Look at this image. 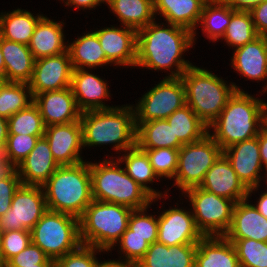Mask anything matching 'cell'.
<instances>
[{
	"instance_id": "obj_45",
	"label": "cell",
	"mask_w": 267,
	"mask_h": 267,
	"mask_svg": "<svg viewBox=\"0 0 267 267\" xmlns=\"http://www.w3.org/2000/svg\"><path fill=\"white\" fill-rule=\"evenodd\" d=\"M31 242V231L12 230L3 232L0 247V264L5 265L12 257L18 255Z\"/></svg>"
},
{
	"instance_id": "obj_31",
	"label": "cell",
	"mask_w": 267,
	"mask_h": 267,
	"mask_svg": "<svg viewBox=\"0 0 267 267\" xmlns=\"http://www.w3.org/2000/svg\"><path fill=\"white\" fill-rule=\"evenodd\" d=\"M235 10L233 6L225 0H211L207 1L203 7L199 23L196 30L193 32V44L197 41L198 27L202 31V36L208 39L209 43L219 42L230 23L231 14ZM219 40V41H218Z\"/></svg>"
},
{
	"instance_id": "obj_7",
	"label": "cell",
	"mask_w": 267,
	"mask_h": 267,
	"mask_svg": "<svg viewBox=\"0 0 267 267\" xmlns=\"http://www.w3.org/2000/svg\"><path fill=\"white\" fill-rule=\"evenodd\" d=\"M132 210L125 205L93 200L79 218L81 243L108 253L128 228Z\"/></svg>"
},
{
	"instance_id": "obj_34",
	"label": "cell",
	"mask_w": 267,
	"mask_h": 267,
	"mask_svg": "<svg viewBox=\"0 0 267 267\" xmlns=\"http://www.w3.org/2000/svg\"><path fill=\"white\" fill-rule=\"evenodd\" d=\"M136 145L140 149H180L183 146L178 138H174L172 126L166 119L141 123L137 127Z\"/></svg>"
},
{
	"instance_id": "obj_36",
	"label": "cell",
	"mask_w": 267,
	"mask_h": 267,
	"mask_svg": "<svg viewBox=\"0 0 267 267\" xmlns=\"http://www.w3.org/2000/svg\"><path fill=\"white\" fill-rule=\"evenodd\" d=\"M258 37L250 11L234 10L231 14L230 23L220 41L221 43L224 41V46L227 44L229 49L234 50Z\"/></svg>"
},
{
	"instance_id": "obj_46",
	"label": "cell",
	"mask_w": 267,
	"mask_h": 267,
	"mask_svg": "<svg viewBox=\"0 0 267 267\" xmlns=\"http://www.w3.org/2000/svg\"><path fill=\"white\" fill-rule=\"evenodd\" d=\"M35 264H54L37 245L32 242L18 255L12 257L5 265L7 267L35 266Z\"/></svg>"
},
{
	"instance_id": "obj_27",
	"label": "cell",
	"mask_w": 267,
	"mask_h": 267,
	"mask_svg": "<svg viewBox=\"0 0 267 267\" xmlns=\"http://www.w3.org/2000/svg\"><path fill=\"white\" fill-rule=\"evenodd\" d=\"M195 267H240L236 249L225 236H204L197 243Z\"/></svg>"
},
{
	"instance_id": "obj_26",
	"label": "cell",
	"mask_w": 267,
	"mask_h": 267,
	"mask_svg": "<svg viewBox=\"0 0 267 267\" xmlns=\"http://www.w3.org/2000/svg\"><path fill=\"white\" fill-rule=\"evenodd\" d=\"M206 0H153L155 17L184 27L192 33L199 23Z\"/></svg>"
},
{
	"instance_id": "obj_24",
	"label": "cell",
	"mask_w": 267,
	"mask_h": 267,
	"mask_svg": "<svg viewBox=\"0 0 267 267\" xmlns=\"http://www.w3.org/2000/svg\"><path fill=\"white\" fill-rule=\"evenodd\" d=\"M66 23L44 15L36 25L28 47L35 60L67 51L68 40L64 31Z\"/></svg>"
},
{
	"instance_id": "obj_16",
	"label": "cell",
	"mask_w": 267,
	"mask_h": 267,
	"mask_svg": "<svg viewBox=\"0 0 267 267\" xmlns=\"http://www.w3.org/2000/svg\"><path fill=\"white\" fill-rule=\"evenodd\" d=\"M72 71L68 50L35 60L33 75L28 83L33 97L42 92L71 87Z\"/></svg>"
},
{
	"instance_id": "obj_49",
	"label": "cell",
	"mask_w": 267,
	"mask_h": 267,
	"mask_svg": "<svg viewBox=\"0 0 267 267\" xmlns=\"http://www.w3.org/2000/svg\"><path fill=\"white\" fill-rule=\"evenodd\" d=\"M260 189H261L260 186L248 189L247 199H252L251 198V197H253L252 194L254 195L255 193H258L257 195H259V197H256V201L254 202L253 205L260 212V214H262L265 218H267V192L262 191L259 194L258 191Z\"/></svg>"
},
{
	"instance_id": "obj_39",
	"label": "cell",
	"mask_w": 267,
	"mask_h": 267,
	"mask_svg": "<svg viewBox=\"0 0 267 267\" xmlns=\"http://www.w3.org/2000/svg\"><path fill=\"white\" fill-rule=\"evenodd\" d=\"M236 249L240 267H267V242L228 239Z\"/></svg>"
},
{
	"instance_id": "obj_25",
	"label": "cell",
	"mask_w": 267,
	"mask_h": 267,
	"mask_svg": "<svg viewBox=\"0 0 267 267\" xmlns=\"http://www.w3.org/2000/svg\"><path fill=\"white\" fill-rule=\"evenodd\" d=\"M197 244L167 246L158 241L149 245L135 267H195Z\"/></svg>"
},
{
	"instance_id": "obj_30",
	"label": "cell",
	"mask_w": 267,
	"mask_h": 267,
	"mask_svg": "<svg viewBox=\"0 0 267 267\" xmlns=\"http://www.w3.org/2000/svg\"><path fill=\"white\" fill-rule=\"evenodd\" d=\"M0 50L5 62L6 81L28 84L35 64V58L28 45L0 37Z\"/></svg>"
},
{
	"instance_id": "obj_48",
	"label": "cell",
	"mask_w": 267,
	"mask_h": 267,
	"mask_svg": "<svg viewBox=\"0 0 267 267\" xmlns=\"http://www.w3.org/2000/svg\"><path fill=\"white\" fill-rule=\"evenodd\" d=\"M250 13L258 35L267 36V0L255 5Z\"/></svg>"
},
{
	"instance_id": "obj_29",
	"label": "cell",
	"mask_w": 267,
	"mask_h": 267,
	"mask_svg": "<svg viewBox=\"0 0 267 267\" xmlns=\"http://www.w3.org/2000/svg\"><path fill=\"white\" fill-rule=\"evenodd\" d=\"M116 156L126 173L141 187H143L153 198L164 197L170 194V187L169 189L166 187L167 189L163 192L151 187L153 183L161 182V180L155 174L147 154L137 145Z\"/></svg>"
},
{
	"instance_id": "obj_10",
	"label": "cell",
	"mask_w": 267,
	"mask_h": 267,
	"mask_svg": "<svg viewBox=\"0 0 267 267\" xmlns=\"http://www.w3.org/2000/svg\"><path fill=\"white\" fill-rule=\"evenodd\" d=\"M222 154L223 150L209 134L198 141L183 145L178 153L173 188H178L180 194H183L187 189L199 187L206 172Z\"/></svg>"
},
{
	"instance_id": "obj_28",
	"label": "cell",
	"mask_w": 267,
	"mask_h": 267,
	"mask_svg": "<svg viewBox=\"0 0 267 267\" xmlns=\"http://www.w3.org/2000/svg\"><path fill=\"white\" fill-rule=\"evenodd\" d=\"M82 35L71 42L68 39L67 50L73 69H94L112 66L100 45L94 29L81 33Z\"/></svg>"
},
{
	"instance_id": "obj_38",
	"label": "cell",
	"mask_w": 267,
	"mask_h": 267,
	"mask_svg": "<svg viewBox=\"0 0 267 267\" xmlns=\"http://www.w3.org/2000/svg\"><path fill=\"white\" fill-rule=\"evenodd\" d=\"M8 134L44 135L45 125L38 107L32 103L7 119Z\"/></svg>"
},
{
	"instance_id": "obj_2",
	"label": "cell",
	"mask_w": 267,
	"mask_h": 267,
	"mask_svg": "<svg viewBox=\"0 0 267 267\" xmlns=\"http://www.w3.org/2000/svg\"><path fill=\"white\" fill-rule=\"evenodd\" d=\"M257 95H251L247 90L235 91L219 116L208 126V134L222 150L258 136L267 123V102Z\"/></svg>"
},
{
	"instance_id": "obj_47",
	"label": "cell",
	"mask_w": 267,
	"mask_h": 267,
	"mask_svg": "<svg viewBox=\"0 0 267 267\" xmlns=\"http://www.w3.org/2000/svg\"><path fill=\"white\" fill-rule=\"evenodd\" d=\"M21 184L16 168L0 177V217L10 209L14 193Z\"/></svg>"
},
{
	"instance_id": "obj_1",
	"label": "cell",
	"mask_w": 267,
	"mask_h": 267,
	"mask_svg": "<svg viewBox=\"0 0 267 267\" xmlns=\"http://www.w3.org/2000/svg\"><path fill=\"white\" fill-rule=\"evenodd\" d=\"M158 18L137 30L135 68L163 71L167 73L164 78H179L193 65L184 58L185 52L194 47L193 33Z\"/></svg>"
},
{
	"instance_id": "obj_60",
	"label": "cell",
	"mask_w": 267,
	"mask_h": 267,
	"mask_svg": "<svg viewBox=\"0 0 267 267\" xmlns=\"http://www.w3.org/2000/svg\"><path fill=\"white\" fill-rule=\"evenodd\" d=\"M6 78L4 76H0V89L3 87V85L6 83Z\"/></svg>"
},
{
	"instance_id": "obj_58",
	"label": "cell",
	"mask_w": 267,
	"mask_h": 267,
	"mask_svg": "<svg viewBox=\"0 0 267 267\" xmlns=\"http://www.w3.org/2000/svg\"><path fill=\"white\" fill-rule=\"evenodd\" d=\"M262 181H263L264 183L262 182L260 187L262 188V184H265L266 186H265V189H264V190L267 192V189H266V188H267V184H266V183H267V169L265 170V172H264V174H263Z\"/></svg>"
},
{
	"instance_id": "obj_5",
	"label": "cell",
	"mask_w": 267,
	"mask_h": 267,
	"mask_svg": "<svg viewBox=\"0 0 267 267\" xmlns=\"http://www.w3.org/2000/svg\"><path fill=\"white\" fill-rule=\"evenodd\" d=\"M42 188L48 210L80 218L93 201L90 161L59 166Z\"/></svg>"
},
{
	"instance_id": "obj_17",
	"label": "cell",
	"mask_w": 267,
	"mask_h": 267,
	"mask_svg": "<svg viewBox=\"0 0 267 267\" xmlns=\"http://www.w3.org/2000/svg\"><path fill=\"white\" fill-rule=\"evenodd\" d=\"M234 51V52H233ZM232 51L230 65L245 81L264 82L260 95L267 92V36H259L254 41ZM264 85V86H263Z\"/></svg>"
},
{
	"instance_id": "obj_61",
	"label": "cell",
	"mask_w": 267,
	"mask_h": 267,
	"mask_svg": "<svg viewBox=\"0 0 267 267\" xmlns=\"http://www.w3.org/2000/svg\"><path fill=\"white\" fill-rule=\"evenodd\" d=\"M2 234H3V231H2V228L0 226V247H1Z\"/></svg>"
},
{
	"instance_id": "obj_20",
	"label": "cell",
	"mask_w": 267,
	"mask_h": 267,
	"mask_svg": "<svg viewBox=\"0 0 267 267\" xmlns=\"http://www.w3.org/2000/svg\"><path fill=\"white\" fill-rule=\"evenodd\" d=\"M45 127L79 121L82 111L78 108L71 87L42 92L34 96Z\"/></svg>"
},
{
	"instance_id": "obj_23",
	"label": "cell",
	"mask_w": 267,
	"mask_h": 267,
	"mask_svg": "<svg viewBox=\"0 0 267 267\" xmlns=\"http://www.w3.org/2000/svg\"><path fill=\"white\" fill-rule=\"evenodd\" d=\"M227 239H253L267 242V218L253 205V200L245 199L235 203L232 223L224 235Z\"/></svg>"
},
{
	"instance_id": "obj_59",
	"label": "cell",
	"mask_w": 267,
	"mask_h": 267,
	"mask_svg": "<svg viewBox=\"0 0 267 267\" xmlns=\"http://www.w3.org/2000/svg\"><path fill=\"white\" fill-rule=\"evenodd\" d=\"M23 267H54V264H35V266H23Z\"/></svg>"
},
{
	"instance_id": "obj_3",
	"label": "cell",
	"mask_w": 267,
	"mask_h": 267,
	"mask_svg": "<svg viewBox=\"0 0 267 267\" xmlns=\"http://www.w3.org/2000/svg\"><path fill=\"white\" fill-rule=\"evenodd\" d=\"M80 122L84 150L112 145L110 149L119 155L136 146L137 128L132 103L84 111Z\"/></svg>"
},
{
	"instance_id": "obj_14",
	"label": "cell",
	"mask_w": 267,
	"mask_h": 267,
	"mask_svg": "<svg viewBox=\"0 0 267 267\" xmlns=\"http://www.w3.org/2000/svg\"><path fill=\"white\" fill-rule=\"evenodd\" d=\"M110 26V27H109ZM95 28L107 61L118 68H135L137 59V30L113 24Z\"/></svg>"
},
{
	"instance_id": "obj_32",
	"label": "cell",
	"mask_w": 267,
	"mask_h": 267,
	"mask_svg": "<svg viewBox=\"0 0 267 267\" xmlns=\"http://www.w3.org/2000/svg\"><path fill=\"white\" fill-rule=\"evenodd\" d=\"M1 11L0 37L8 41L28 45L38 21L44 16V14H41L40 12L34 14L27 9L21 8H16L12 11Z\"/></svg>"
},
{
	"instance_id": "obj_52",
	"label": "cell",
	"mask_w": 267,
	"mask_h": 267,
	"mask_svg": "<svg viewBox=\"0 0 267 267\" xmlns=\"http://www.w3.org/2000/svg\"><path fill=\"white\" fill-rule=\"evenodd\" d=\"M231 6L235 8V10H244L250 11L255 5L262 2L263 0H225Z\"/></svg>"
},
{
	"instance_id": "obj_22",
	"label": "cell",
	"mask_w": 267,
	"mask_h": 267,
	"mask_svg": "<svg viewBox=\"0 0 267 267\" xmlns=\"http://www.w3.org/2000/svg\"><path fill=\"white\" fill-rule=\"evenodd\" d=\"M58 167L49 143L43 136L15 168L23 185L42 186Z\"/></svg>"
},
{
	"instance_id": "obj_43",
	"label": "cell",
	"mask_w": 267,
	"mask_h": 267,
	"mask_svg": "<svg viewBox=\"0 0 267 267\" xmlns=\"http://www.w3.org/2000/svg\"><path fill=\"white\" fill-rule=\"evenodd\" d=\"M149 243L138 235H130V230L127 228L121 236L120 240L109 251L112 255V250H116L120 256L119 259L130 262L136 266V264L144 257L146 251L149 248ZM116 247V248H115Z\"/></svg>"
},
{
	"instance_id": "obj_4",
	"label": "cell",
	"mask_w": 267,
	"mask_h": 267,
	"mask_svg": "<svg viewBox=\"0 0 267 267\" xmlns=\"http://www.w3.org/2000/svg\"><path fill=\"white\" fill-rule=\"evenodd\" d=\"M100 161H90V176L93 200L110 202L134 209L146 208L164 197L153 198L143 187L135 182L125 171L116 156L111 153Z\"/></svg>"
},
{
	"instance_id": "obj_55",
	"label": "cell",
	"mask_w": 267,
	"mask_h": 267,
	"mask_svg": "<svg viewBox=\"0 0 267 267\" xmlns=\"http://www.w3.org/2000/svg\"><path fill=\"white\" fill-rule=\"evenodd\" d=\"M13 167L8 163V161L2 157L0 159V177L7 174Z\"/></svg>"
},
{
	"instance_id": "obj_6",
	"label": "cell",
	"mask_w": 267,
	"mask_h": 267,
	"mask_svg": "<svg viewBox=\"0 0 267 267\" xmlns=\"http://www.w3.org/2000/svg\"><path fill=\"white\" fill-rule=\"evenodd\" d=\"M181 79L185 86L186 104L207 126L219 116L235 91H245L237 83L195 64L181 75Z\"/></svg>"
},
{
	"instance_id": "obj_40",
	"label": "cell",
	"mask_w": 267,
	"mask_h": 267,
	"mask_svg": "<svg viewBox=\"0 0 267 267\" xmlns=\"http://www.w3.org/2000/svg\"><path fill=\"white\" fill-rule=\"evenodd\" d=\"M141 150L147 154L155 174L160 180L162 179V182L163 179L173 181L178 168L179 149L158 148Z\"/></svg>"
},
{
	"instance_id": "obj_37",
	"label": "cell",
	"mask_w": 267,
	"mask_h": 267,
	"mask_svg": "<svg viewBox=\"0 0 267 267\" xmlns=\"http://www.w3.org/2000/svg\"><path fill=\"white\" fill-rule=\"evenodd\" d=\"M34 102L27 83L6 82L0 89V116L6 119Z\"/></svg>"
},
{
	"instance_id": "obj_56",
	"label": "cell",
	"mask_w": 267,
	"mask_h": 267,
	"mask_svg": "<svg viewBox=\"0 0 267 267\" xmlns=\"http://www.w3.org/2000/svg\"><path fill=\"white\" fill-rule=\"evenodd\" d=\"M0 76L5 77V62L1 50H0Z\"/></svg>"
},
{
	"instance_id": "obj_11",
	"label": "cell",
	"mask_w": 267,
	"mask_h": 267,
	"mask_svg": "<svg viewBox=\"0 0 267 267\" xmlns=\"http://www.w3.org/2000/svg\"><path fill=\"white\" fill-rule=\"evenodd\" d=\"M132 104L136 128L143 122L167 119L186 105L185 86L179 78H163Z\"/></svg>"
},
{
	"instance_id": "obj_50",
	"label": "cell",
	"mask_w": 267,
	"mask_h": 267,
	"mask_svg": "<svg viewBox=\"0 0 267 267\" xmlns=\"http://www.w3.org/2000/svg\"><path fill=\"white\" fill-rule=\"evenodd\" d=\"M57 1V0H56ZM63 4V6L72 7L75 8L76 10H95L98 9L99 5L94 1V0H59Z\"/></svg>"
},
{
	"instance_id": "obj_15",
	"label": "cell",
	"mask_w": 267,
	"mask_h": 267,
	"mask_svg": "<svg viewBox=\"0 0 267 267\" xmlns=\"http://www.w3.org/2000/svg\"><path fill=\"white\" fill-rule=\"evenodd\" d=\"M44 137L59 166L76 165L87 160L82 155L84 147L80 120L47 126Z\"/></svg>"
},
{
	"instance_id": "obj_19",
	"label": "cell",
	"mask_w": 267,
	"mask_h": 267,
	"mask_svg": "<svg viewBox=\"0 0 267 267\" xmlns=\"http://www.w3.org/2000/svg\"><path fill=\"white\" fill-rule=\"evenodd\" d=\"M223 154L247 189L261 186L265 169L260 158L259 135L224 149Z\"/></svg>"
},
{
	"instance_id": "obj_53",
	"label": "cell",
	"mask_w": 267,
	"mask_h": 267,
	"mask_svg": "<svg viewBox=\"0 0 267 267\" xmlns=\"http://www.w3.org/2000/svg\"><path fill=\"white\" fill-rule=\"evenodd\" d=\"M96 267H135V265L122 259L108 258V260L104 259V261L99 259Z\"/></svg>"
},
{
	"instance_id": "obj_8",
	"label": "cell",
	"mask_w": 267,
	"mask_h": 267,
	"mask_svg": "<svg viewBox=\"0 0 267 267\" xmlns=\"http://www.w3.org/2000/svg\"><path fill=\"white\" fill-rule=\"evenodd\" d=\"M30 231L32 243L54 261L82 244L79 218L70 214L47 210Z\"/></svg>"
},
{
	"instance_id": "obj_62",
	"label": "cell",
	"mask_w": 267,
	"mask_h": 267,
	"mask_svg": "<svg viewBox=\"0 0 267 267\" xmlns=\"http://www.w3.org/2000/svg\"><path fill=\"white\" fill-rule=\"evenodd\" d=\"M3 156H2V151L0 150V159L2 158Z\"/></svg>"
},
{
	"instance_id": "obj_21",
	"label": "cell",
	"mask_w": 267,
	"mask_h": 267,
	"mask_svg": "<svg viewBox=\"0 0 267 267\" xmlns=\"http://www.w3.org/2000/svg\"><path fill=\"white\" fill-rule=\"evenodd\" d=\"M200 188L235 203L247 199L248 189L239 180L230 161L222 154L206 172Z\"/></svg>"
},
{
	"instance_id": "obj_13",
	"label": "cell",
	"mask_w": 267,
	"mask_h": 267,
	"mask_svg": "<svg viewBox=\"0 0 267 267\" xmlns=\"http://www.w3.org/2000/svg\"><path fill=\"white\" fill-rule=\"evenodd\" d=\"M177 200L174 206L165 208L161 206L158 210V233L157 241L167 246H176L180 244H197L204 236L197 229L191 208L181 207L182 203Z\"/></svg>"
},
{
	"instance_id": "obj_57",
	"label": "cell",
	"mask_w": 267,
	"mask_h": 267,
	"mask_svg": "<svg viewBox=\"0 0 267 267\" xmlns=\"http://www.w3.org/2000/svg\"><path fill=\"white\" fill-rule=\"evenodd\" d=\"M99 6H101L102 8V4L106 5L108 7V5L110 4L111 0H94Z\"/></svg>"
},
{
	"instance_id": "obj_33",
	"label": "cell",
	"mask_w": 267,
	"mask_h": 267,
	"mask_svg": "<svg viewBox=\"0 0 267 267\" xmlns=\"http://www.w3.org/2000/svg\"><path fill=\"white\" fill-rule=\"evenodd\" d=\"M107 8L116 16L120 25L136 30L156 19L153 0H111Z\"/></svg>"
},
{
	"instance_id": "obj_18",
	"label": "cell",
	"mask_w": 267,
	"mask_h": 267,
	"mask_svg": "<svg viewBox=\"0 0 267 267\" xmlns=\"http://www.w3.org/2000/svg\"><path fill=\"white\" fill-rule=\"evenodd\" d=\"M109 81L93 73L92 69H73L71 89L78 108L88 110L109 109L116 105L106 104L112 99Z\"/></svg>"
},
{
	"instance_id": "obj_41",
	"label": "cell",
	"mask_w": 267,
	"mask_h": 267,
	"mask_svg": "<svg viewBox=\"0 0 267 267\" xmlns=\"http://www.w3.org/2000/svg\"><path fill=\"white\" fill-rule=\"evenodd\" d=\"M150 206L142 209L132 210L129 216L128 229L130 235H138L144 238L149 244L157 241L158 233V214L148 213Z\"/></svg>"
},
{
	"instance_id": "obj_9",
	"label": "cell",
	"mask_w": 267,
	"mask_h": 267,
	"mask_svg": "<svg viewBox=\"0 0 267 267\" xmlns=\"http://www.w3.org/2000/svg\"><path fill=\"white\" fill-rule=\"evenodd\" d=\"M181 196V198H180ZM191 206L197 229L203 236H224L232 223L235 202L200 187L187 189L179 195Z\"/></svg>"
},
{
	"instance_id": "obj_44",
	"label": "cell",
	"mask_w": 267,
	"mask_h": 267,
	"mask_svg": "<svg viewBox=\"0 0 267 267\" xmlns=\"http://www.w3.org/2000/svg\"><path fill=\"white\" fill-rule=\"evenodd\" d=\"M107 254L93 246L81 244L76 250L54 261V267H96L99 261L97 255Z\"/></svg>"
},
{
	"instance_id": "obj_51",
	"label": "cell",
	"mask_w": 267,
	"mask_h": 267,
	"mask_svg": "<svg viewBox=\"0 0 267 267\" xmlns=\"http://www.w3.org/2000/svg\"><path fill=\"white\" fill-rule=\"evenodd\" d=\"M260 158L264 169H267V123L259 132Z\"/></svg>"
},
{
	"instance_id": "obj_35",
	"label": "cell",
	"mask_w": 267,
	"mask_h": 267,
	"mask_svg": "<svg viewBox=\"0 0 267 267\" xmlns=\"http://www.w3.org/2000/svg\"><path fill=\"white\" fill-rule=\"evenodd\" d=\"M166 120L172 126L174 138H178L183 145L198 141L208 134V126L187 104Z\"/></svg>"
},
{
	"instance_id": "obj_54",
	"label": "cell",
	"mask_w": 267,
	"mask_h": 267,
	"mask_svg": "<svg viewBox=\"0 0 267 267\" xmlns=\"http://www.w3.org/2000/svg\"><path fill=\"white\" fill-rule=\"evenodd\" d=\"M8 137V122L7 119L0 116V150L5 148Z\"/></svg>"
},
{
	"instance_id": "obj_42",
	"label": "cell",
	"mask_w": 267,
	"mask_h": 267,
	"mask_svg": "<svg viewBox=\"0 0 267 267\" xmlns=\"http://www.w3.org/2000/svg\"><path fill=\"white\" fill-rule=\"evenodd\" d=\"M44 135L8 134L2 156L15 168L25 159L36 145L38 139Z\"/></svg>"
},
{
	"instance_id": "obj_12",
	"label": "cell",
	"mask_w": 267,
	"mask_h": 267,
	"mask_svg": "<svg viewBox=\"0 0 267 267\" xmlns=\"http://www.w3.org/2000/svg\"><path fill=\"white\" fill-rule=\"evenodd\" d=\"M47 210L42 186L21 184L14 193L10 209L0 217L2 231H30Z\"/></svg>"
}]
</instances>
